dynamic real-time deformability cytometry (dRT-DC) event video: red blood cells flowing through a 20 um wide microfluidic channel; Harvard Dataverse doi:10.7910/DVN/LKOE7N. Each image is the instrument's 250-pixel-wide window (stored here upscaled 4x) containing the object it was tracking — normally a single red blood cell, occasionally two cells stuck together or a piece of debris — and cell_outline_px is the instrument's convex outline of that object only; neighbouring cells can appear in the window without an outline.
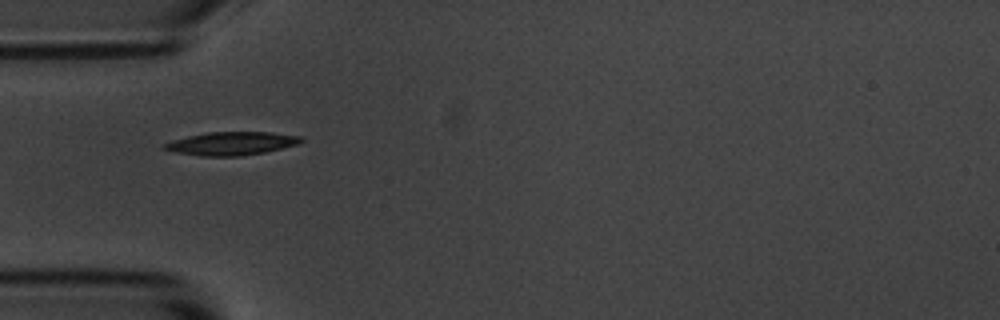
{"species": "common noctule bat (a hibernating species)", "species_latin": "Nyctalus noctula", "temperature_condition": "room temperature", "stored_images_in_passage": 24, "camera_frame_rate_fps": 3000, "um_per_image_px": 0.085, "animal": {"sex": "male", "body_mass_g": 20.1, "forearm_length_mm": 53.5}, "frame": {"image": 1, "passage_image": 1, "time_ms": 0.0, "image_size_px": [1000, 320], "cell_outline_px": [[304, 140], [296, 144], [264, 152], [240, 156], [200, 156], [176, 152], [160, 148], [160, 144], [172, 140], [188, 136], [208, 132], [272, 132], [300, 136]], "centroid_in_image_um": [19.6, 12.19], "position_along_channel_um": 65.4, "area_um2": 18.5}}
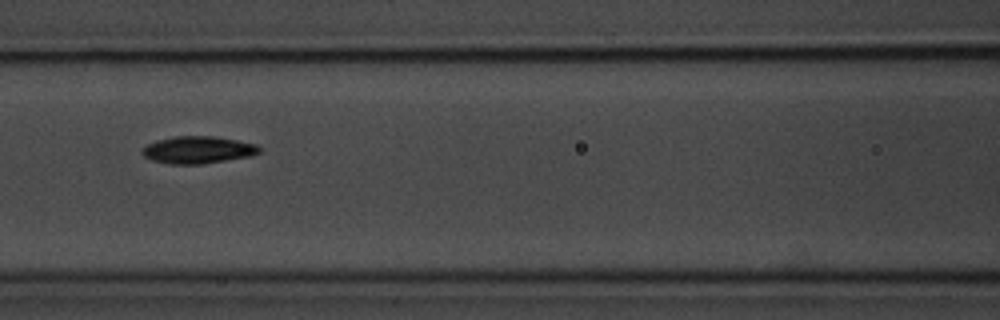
{"frame": {"image": 2, "passage_image": 8, "time_ms": 2.333, "image_size_px": [1000, 320], "cell_outline_px": [[260, 152], [252, 156], [200, 164], [168, 164], [152, 160], [144, 156], [140, 152], [140, 148], [156, 140], [172, 136], [216, 136], [256, 144], [260, 148]], "centroid_in_image_um": [16.78, 12.73], "position_along_channel_um": 149.8, "area_um2": 18.73}}
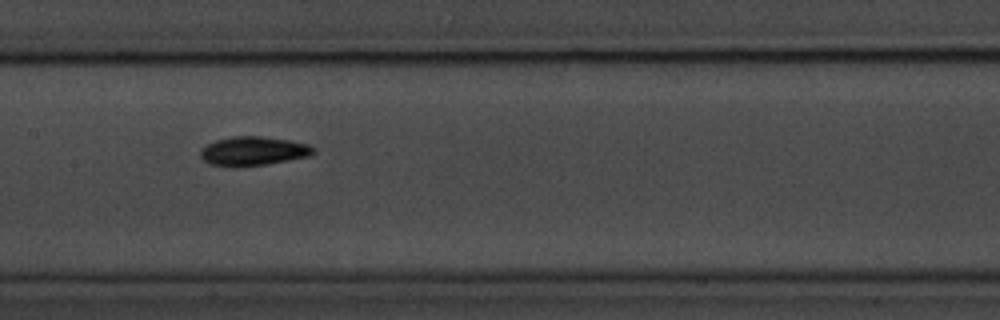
{"frame": {"image": 3, "passage_image": 11, "time_ms": 3.333, "image_size_px": [1000, 320], "cell_outline_px": [[316, 152], [308, 156], [268, 164], [208, 164], [200, 156], [200, 148], [216, 140], [232, 136], [264, 136], [288, 140], [308, 144], [316, 148]], "centroid_in_image_um": [21.57, 12.8], "position_along_channel_um": 185.8, "area_um2": 18.55}}